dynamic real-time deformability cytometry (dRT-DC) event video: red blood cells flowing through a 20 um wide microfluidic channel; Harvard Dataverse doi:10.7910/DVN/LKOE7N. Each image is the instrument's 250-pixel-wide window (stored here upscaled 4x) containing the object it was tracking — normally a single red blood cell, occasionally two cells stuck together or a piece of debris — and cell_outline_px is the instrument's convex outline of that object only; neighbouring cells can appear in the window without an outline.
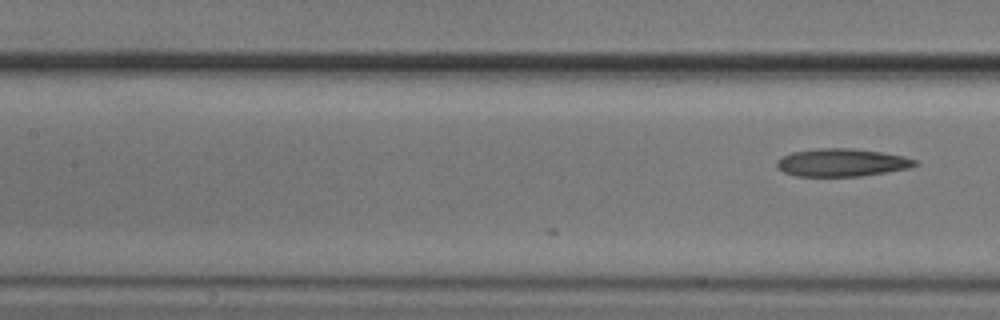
{"species": "common noctule bat (a hibernating species)", "species_latin": "Nyctalus noctula", "temperature_condition": "cold", "stored_images_in_passage": 20, "camera_frame_rate_fps": 3000, "um_per_image_px": 0.085, "animal": {"sex": "male", "body_mass_g": 20.5, "forearm_length_mm": 52.5}, "frame": {"image": 1, "passage_image": 20, "time_ms": 6.333, "image_size_px": [1000, 320], "cell_outline_px": [[920, 164], [912, 168], [860, 176], [796, 176], [784, 172], [776, 168], [776, 160], [792, 152], [820, 148], [852, 148], [880, 152], [904, 156], [916, 160]], "centroid_in_image_um": [71.57, 13.82], "position_along_channel_um": 135.8, "area_um2": 22.48}}